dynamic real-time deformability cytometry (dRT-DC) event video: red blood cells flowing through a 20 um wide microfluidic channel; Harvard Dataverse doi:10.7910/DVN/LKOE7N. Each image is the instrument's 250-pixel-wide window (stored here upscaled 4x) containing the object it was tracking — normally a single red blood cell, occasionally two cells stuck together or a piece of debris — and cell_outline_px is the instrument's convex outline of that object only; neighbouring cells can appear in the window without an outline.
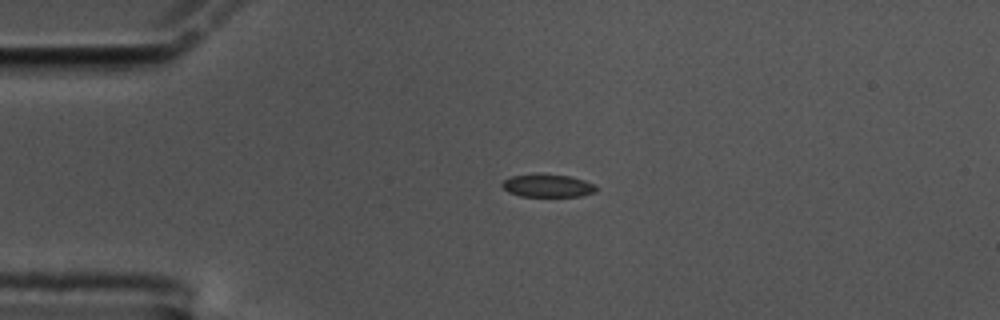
{"species": "common noctule bat (a hibernating species)", "species_latin": "Nyctalus noctula", "temperature_condition": "cold", "stored_images_in_passage": 46, "camera_frame_rate_fps": 3000, "um_per_image_px": 0.085, "animal": {"sex": "male", "body_mass_g": 17.5, "forearm_length_mm": 52.3}, "frame": {"image": 1, "passage_image": 1, "time_ms": 0.0, "image_size_px": [1000, 320], "cell_outline_px": [[600, 188], [596, 192], [580, 196], [520, 196], [508, 192], [500, 184], [504, 180], [512, 176], [568, 176], [584, 180]], "centroid_in_image_um": [46.59, 15.83], "position_along_channel_um": 38.4, "area_um2": 11.96}}
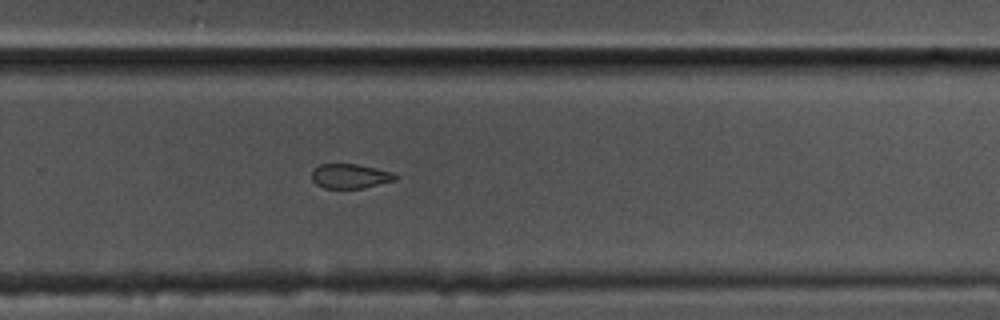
{"frame": {"image": 2, "passage_image": 26, "time_ms": 8.333, "image_size_px": [1000, 320], "cell_outline_px": [[400, 176], [396, 180], [364, 188], [324, 188], [316, 184], [312, 180], [312, 168], [320, 164], [356, 164], [376, 168], [392, 172]], "centroid_in_image_um": [29.77, 14.97], "position_along_channel_um": 300.0, "area_um2": 12.08}}
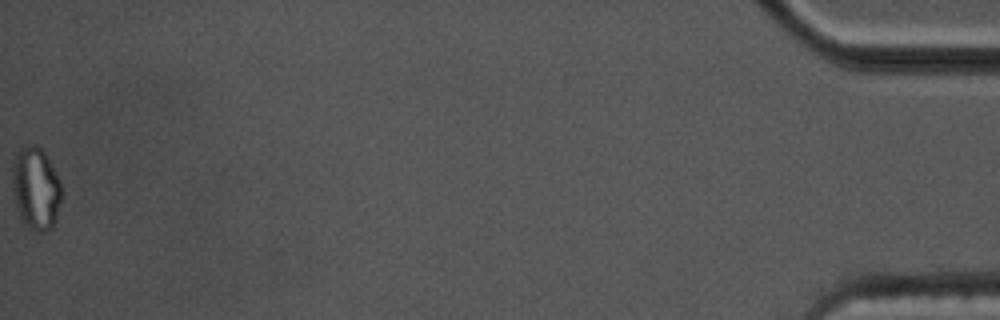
{"frame": {"image": 3, "passage_image": 46, "time_ms": 15.0, "image_size_px": [1000, 320], "cell_outline_px": [[60, 200], [56, 220], [52, 228], [44, 232], [36, 232], [28, 228], [20, 220], [12, 196], [12, 164], [16, 152], [20, 148], [28, 144], [36, 144], [44, 152], [60, 180]], "centroid_in_image_um": [3.0, 16.04], "position_along_channel_um": 432.2, "area_um2": 24.1}, "authors_computed_cell_mechanics": {"area_um2": 13.294, "velocity_mm_per_s": 3.4879, "shape_relaxation_time_tau1_ms": null, "shape_relaxation_time_tau2_ms": 5.1368, "deformation_change_tau1": null, "deformation_change_tau2": 0.0731}}